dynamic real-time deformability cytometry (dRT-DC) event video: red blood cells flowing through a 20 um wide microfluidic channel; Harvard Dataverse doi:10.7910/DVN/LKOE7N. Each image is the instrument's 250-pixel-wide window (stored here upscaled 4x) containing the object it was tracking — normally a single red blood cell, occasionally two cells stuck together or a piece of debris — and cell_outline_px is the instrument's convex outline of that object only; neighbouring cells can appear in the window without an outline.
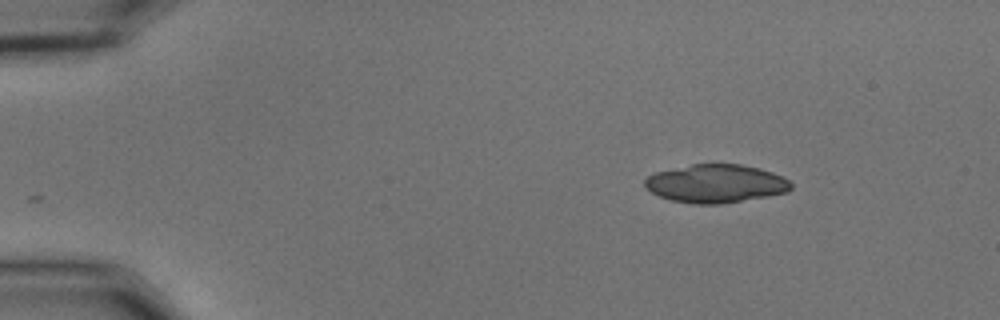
{"species": "common noctule bat (a hibernating species)", "species_latin": "Nyctalus noctula", "temperature_condition": "cold", "stored_images_in_passage": 14, "camera_frame_rate_fps": 3000, "um_per_image_px": 0.085, "animal": {"sex": "male", "body_mass_g": 15.6}, "frame": {"image": 1, "passage_image": 1, "time_ms": 0.0, "image_size_px": [1000, 320], "cell_outline_px": [[792, 188], [788, 192], [720, 204], [696, 204], [672, 200], [660, 196], [652, 192], [644, 184], [644, 180], [648, 176], [656, 172], [692, 164], [740, 164], [760, 168], [772, 172], [788, 180], [792, 184]], "centroid_in_image_um": [60.85, 15.6], "position_along_channel_um": 24.1, "area_um2": 32.31}}